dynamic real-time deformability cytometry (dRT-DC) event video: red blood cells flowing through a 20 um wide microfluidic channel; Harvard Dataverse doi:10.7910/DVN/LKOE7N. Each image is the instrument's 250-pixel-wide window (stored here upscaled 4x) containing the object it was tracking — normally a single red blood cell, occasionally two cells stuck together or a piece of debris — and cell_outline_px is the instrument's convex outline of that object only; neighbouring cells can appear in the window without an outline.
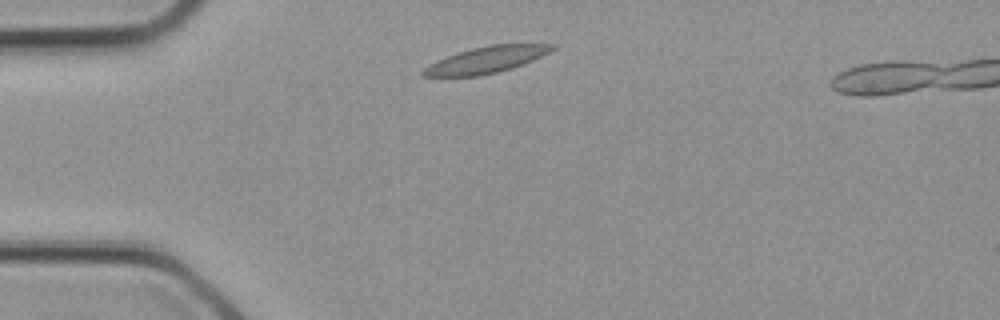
{"species": "common noctule bat (a hibernating species)", "species_latin": "Nyctalus noctula", "temperature_condition": "cold", "stored_images_in_passage": 2, "camera_frame_rate_fps": 3000, "um_per_image_px": 0.085, "animal": {"sex": "female", "body_mass_g": 21.9}, "frame": {"image": 1, "passage_image": 1, "time_ms": 0.0, "image_size_px": [1000, 320], "cell_outline_px": [[556, 48], [524, 64], [512, 68], [480, 76], [420, 76], [420, 72], [428, 64], [436, 60], [472, 48], [488, 44], [556, 44]], "centroid_in_image_um": [41.3, 5.08], "position_along_channel_um": 43.7, "area_um2": 19.77}}